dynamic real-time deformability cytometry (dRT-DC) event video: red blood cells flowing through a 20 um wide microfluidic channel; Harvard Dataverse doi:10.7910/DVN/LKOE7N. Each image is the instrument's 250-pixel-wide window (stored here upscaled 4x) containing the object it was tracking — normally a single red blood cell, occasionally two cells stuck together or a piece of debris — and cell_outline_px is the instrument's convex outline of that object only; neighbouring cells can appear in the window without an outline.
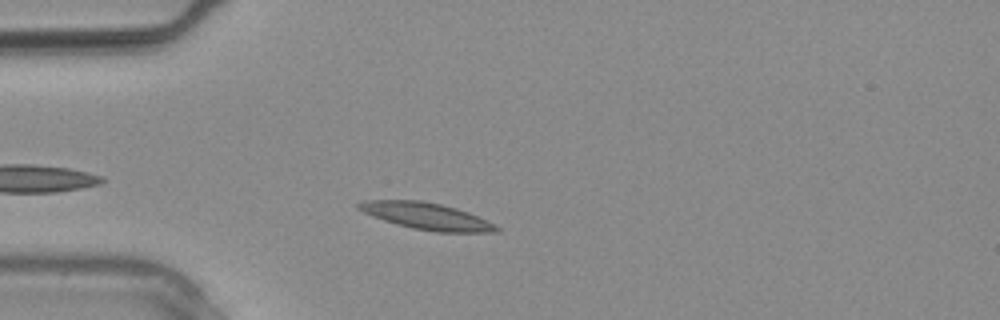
{"species": "common noctule bat (a hibernating species)", "species_latin": "Nyctalus noctula", "temperature_condition": "warm", "stored_images_in_passage": 13, "camera_frame_rate_fps": 3000, "um_per_image_px": 0.085, "animal": {"sex": "male", "body_mass_g": 20.4}, "frame": {"image": 1, "passage_image": 3, "time_ms": 0.667, "image_size_px": [1000, 320], "cell_outline_px": [[500, 232], [436, 232], [412, 228], [396, 224], [384, 220], [364, 212], [356, 208], [356, 204], [364, 200], [420, 200], [440, 204], [456, 208], [468, 212], [500, 228]], "centroid_in_image_um": [36.22, 18.37], "position_along_channel_um": 48.8, "area_um2": 21.21}}